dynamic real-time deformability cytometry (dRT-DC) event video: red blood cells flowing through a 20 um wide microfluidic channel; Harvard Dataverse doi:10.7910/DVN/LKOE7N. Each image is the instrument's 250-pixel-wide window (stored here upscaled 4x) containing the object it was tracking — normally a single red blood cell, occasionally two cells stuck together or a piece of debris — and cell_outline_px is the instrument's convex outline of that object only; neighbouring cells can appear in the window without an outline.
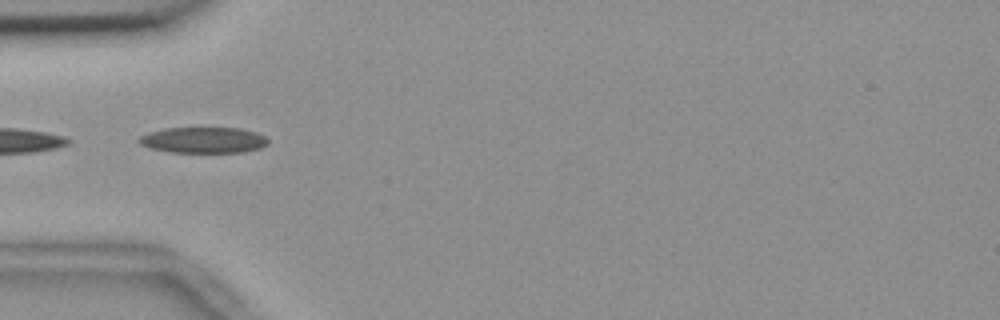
{"species": "common noctule bat (a hibernating species)", "species_latin": "Nyctalus noctula", "temperature_condition": "room temperature", "stored_images_in_passage": 8, "camera_frame_rate_fps": 3000, "um_per_image_px": 0.085, "animal": {"sex": "female", "body_mass_g": 18.4}, "frame": {"image": 1, "passage_image": 2, "time_ms": 0.333, "image_size_px": [1000, 320], "cell_outline_px": [[268, 144], [260, 148], [244, 152], [172, 152], [148, 148], [140, 144], [136, 140], [140, 136], [148, 132], [164, 128], [240, 128], [256, 132], [264, 136], [268, 140]], "centroid_in_image_um": [17.26, 11.9], "position_along_channel_um": 67.7, "area_um2": 19.59}}